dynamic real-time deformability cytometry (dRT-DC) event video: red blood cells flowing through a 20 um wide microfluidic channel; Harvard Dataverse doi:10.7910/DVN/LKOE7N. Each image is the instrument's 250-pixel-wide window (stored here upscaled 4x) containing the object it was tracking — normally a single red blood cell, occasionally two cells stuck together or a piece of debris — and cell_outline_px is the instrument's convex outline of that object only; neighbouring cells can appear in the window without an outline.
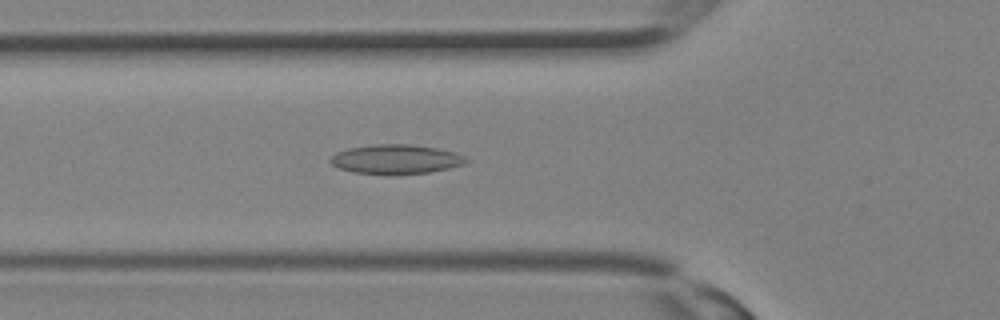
{"species": "Egyptian fruit bat (a non-hibernating species)", "species_latin": "Rousettus aegyptiacus", "temperature_condition": "room temperature", "stored_images_in_passage": 20, "camera_frame_rate_fps": 3000, "um_per_image_px": 0.085, "animal": {"sex": "female"}, "frame": {"image": 1, "passage_image": 10, "time_ms": 3.0, "image_size_px": [1000, 320], "cell_outline_px": [[468, 160], [464, 164], [448, 168], [428, 172], [396, 176], [352, 172], [340, 168], [332, 164], [328, 160], [336, 152], [348, 148], [372, 144], [408, 144], [436, 148], [456, 152], [464, 156]], "centroid_in_image_um": [33.63, 13.55], "position_along_channel_um": 92.2, "area_um2": 23.52}}
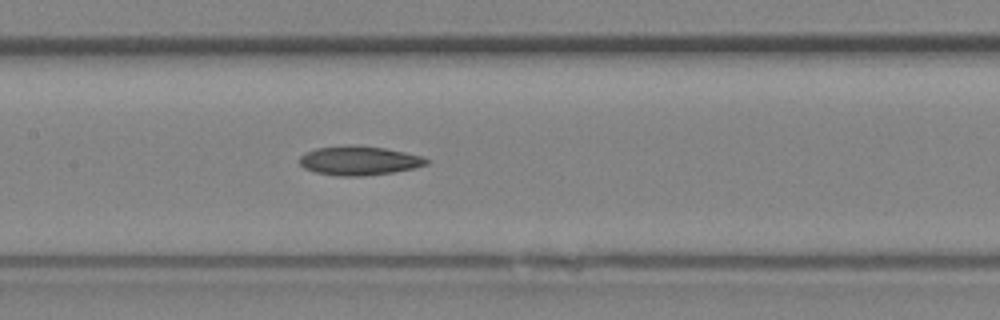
{"frame": {"image": 2, "passage_image": 14, "time_ms": 4.333, "image_size_px": [1000, 320], "cell_outline_px": [[432, 160], [428, 164], [412, 168], [392, 172], [364, 176], [340, 176], [316, 172], [304, 168], [300, 164], [300, 156], [316, 148], [352, 144], [384, 148], [404, 152], [420, 156]], "centroid_in_image_um": [30.53, 13.65], "position_along_channel_um": 176.9, "area_um2": 21.39}}
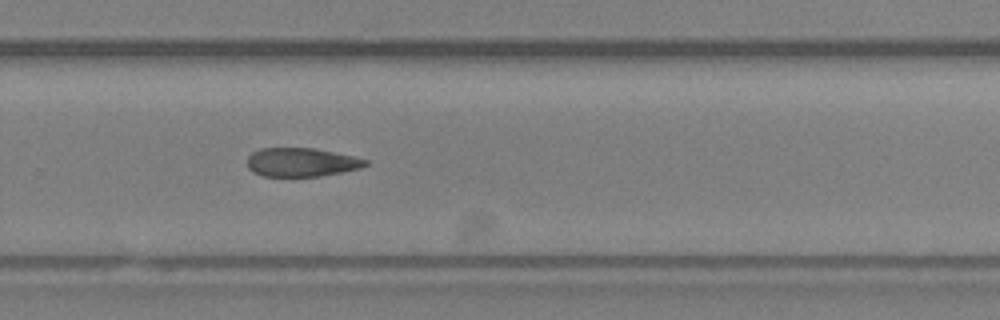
{"frame": {"image": 3, "passage_image": 20, "time_ms": 6.333, "image_size_px": [1000, 320], "cell_outline_px": [[368, 164], [360, 168], [320, 176], [264, 176], [252, 172], [248, 168], [248, 156], [252, 152], [260, 148], [316, 148], [352, 156], [368, 160]], "centroid_in_image_um": [25.59, 13.78], "position_along_channel_um": 304.2, "area_um2": 19.71}}